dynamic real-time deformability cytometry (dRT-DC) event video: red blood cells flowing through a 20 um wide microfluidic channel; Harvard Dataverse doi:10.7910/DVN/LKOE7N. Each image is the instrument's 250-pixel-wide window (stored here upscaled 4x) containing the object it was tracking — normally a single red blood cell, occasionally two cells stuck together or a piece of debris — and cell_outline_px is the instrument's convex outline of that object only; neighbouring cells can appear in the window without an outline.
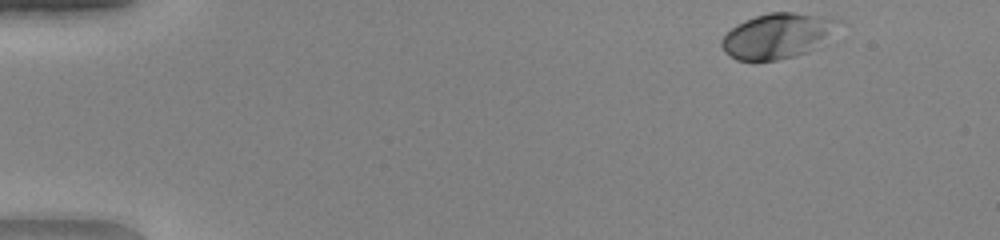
{"species": "human", "species_latin": "Homo sapiens", "temperature_condition": "warm", "stored_images_in_passage": 46, "camera_frame_rate_fps": 3000, "um_per_image_px": 0.085, "donor": {"sex": "female"}, "frame": {"image": 1, "passage_image": 1, "time_ms": 0.0, "image_size_px": [1000, 240], "cell_outline_px": [[840, 20], [808, 52], [776, 60], [736, 60], [724, 52], [720, 44], [720, 40], [736, 24], [744, 20], [768, 12], [792, 12], [832, 16]], "centroid_in_image_um": [65.96, 3.02], "position_along_channel_um": 19.0, "area_um2": 29.94}}
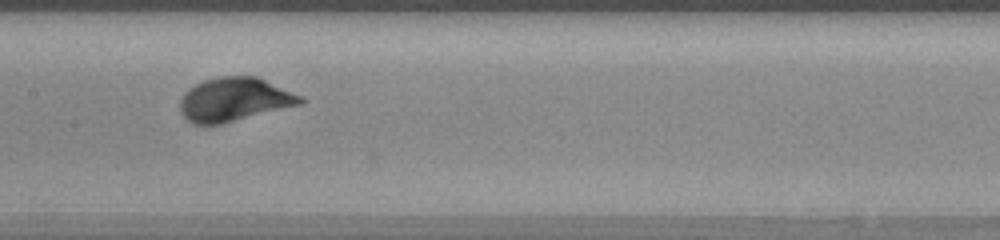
{"frame": {"image": 2, "passage_image": 22, "time_ms": 7.0, "image_size_px": [1000, 240], "cell_outline_px": [[304, 100], [300, 104], [204, 128], [192, 124], [180, 112], [180, 100], [184, 92], [188, 88], [204, 80], [220, 76], [256, 76], [300, 96]], "centroid_in_image_um": [19.81, 8.48], "position_along_channel_um": 187.6, "area_um2": 30.52}}
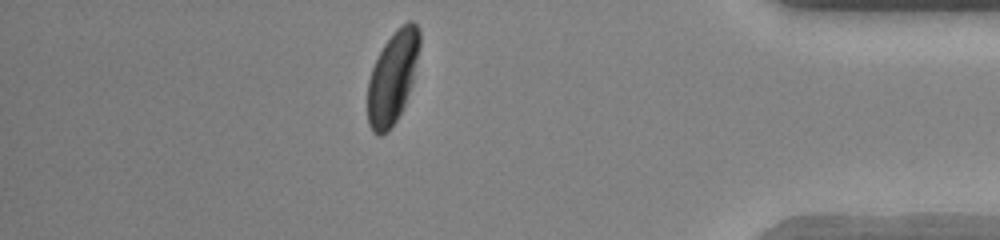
{"frame": {"image": 3, "passage_image": 40, "time_ms": 13.0, "image_size_px": [1000, 240], "cell_outline_px": [[420, 44], [412, 84], [404, 104], [396, 120], [388, 132], [380, 136], [376, 136], [372, 132], [368, 124], [368, 80], [372, 68], [384, 44], [396, 28], [408, 20], [412, 20], [420, 28]], "centroid_in_image_um": [33.37, 6.57], "position_along_channel_um": 401.8, "area_um2": 27.98}, "authors_computed_cell_mechanics": {"area_um2": 29.9115, "velocity_mm_per_s": 4.1102, "shape_relaxation_time_tau1_ms": 1.7235, "shape_relaxation_time_tau2_ms": null, "deformation_change_tau1": 0.1429, "deformation_change_tau2": null}}